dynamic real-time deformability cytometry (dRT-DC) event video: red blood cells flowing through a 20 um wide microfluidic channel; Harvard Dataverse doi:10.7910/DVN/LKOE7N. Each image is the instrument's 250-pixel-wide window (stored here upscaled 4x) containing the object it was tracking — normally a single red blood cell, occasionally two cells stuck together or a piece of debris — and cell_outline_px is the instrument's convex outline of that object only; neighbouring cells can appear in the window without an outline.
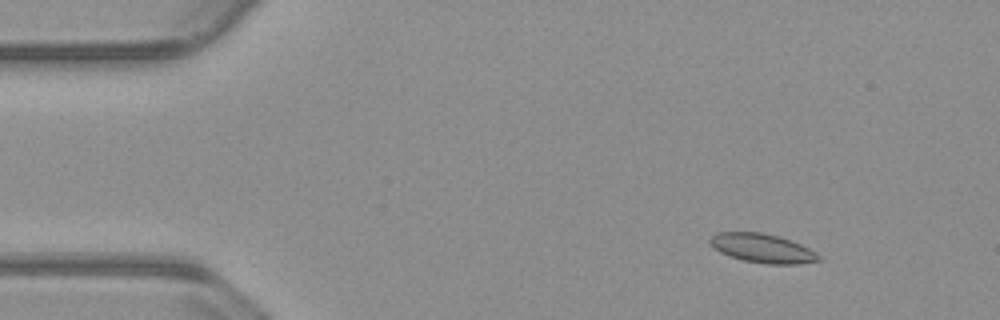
{"species": "common noctule bat (a hibernating species)", "species_latin": "Nyctalus noctula", "temperature_condition": "warm", "stored_images_in_passage": 49, "camera_frame_rate_fps": 3000, "um_per_image_px": 0.085, "animal": {"sex": "male", "body_mass_g": 23.1, "forearm_length_mm": 52.7}, "frame": {"image": 1, "passage_image": 1, "time_ms": 0.0, "image_size_px": [1000, 320], "cell_outline_px": [[824, 260], [796, 264], [764, 264], [744, 260], [728, 256], [720, 252], [708, 240], [716, 232], [764, 232], [780, 236], [800, 244], [816, 252]], "centroid_in_image_um": [64.83, 21.1], "position_along_channel_um": 20.2, "area_um2": 18.44}}
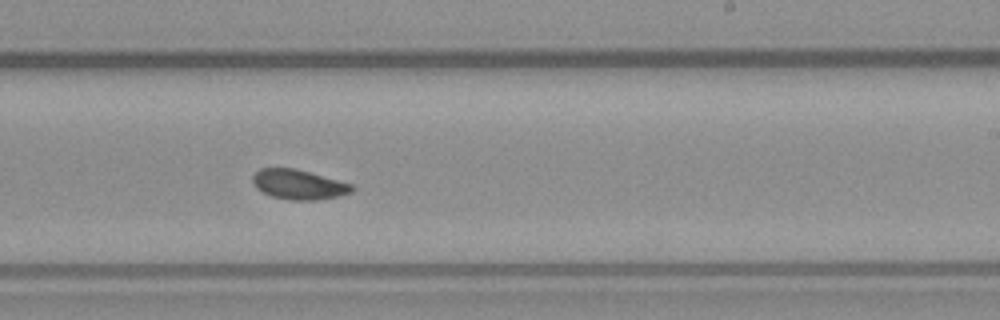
{"frame": {"image": 2, "passage_image": 27, "time_ms": 8.667, "image_size_px": [1000, 320], "cell_outline_px": [[356, 188], [352, 192], [340, 196], [316, 200], [288, 200], [272, 196], [256, 188], [252, 180], [252, 176], [260, 168], [296, 168], [352, 184]], "centroid_in_image_um": [25.41, 15.68], "position_along_channel_um": 263.6, "area_um2": 17.28}}
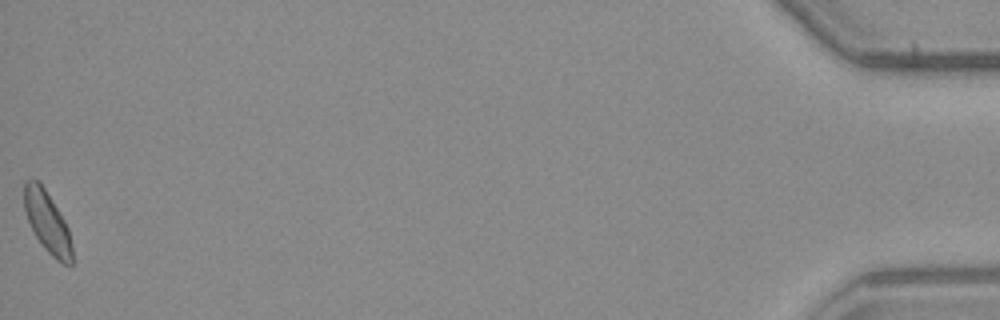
{"frame": {"image": 3, "passage_image": 49, "time_ms": 16.0, "image_size_px": [1000, 320], "cell_outline_px": [[72, 264], [64, 264], [56, 260], [40, 244], [28, 220], [24, 208], [24, 180], [40, 180], [64, 220], [68, 228], [72, 244]], "centroid_in_image_um": [4.02, 18.87], "position_along_channel_um": 431.2, "area_um2": 17.05}, "authors_computed_cell_mechanics": {"area_um2": 17.3978, "velocity_mm_per_s": 3.7805, "shape_relaxation_time_tau1_ms": null, "shape_relaxation_time_tau2_ms": 2.9271, "deformation_change_tau1": null, "deformation_change_tau2": 0.0603}}